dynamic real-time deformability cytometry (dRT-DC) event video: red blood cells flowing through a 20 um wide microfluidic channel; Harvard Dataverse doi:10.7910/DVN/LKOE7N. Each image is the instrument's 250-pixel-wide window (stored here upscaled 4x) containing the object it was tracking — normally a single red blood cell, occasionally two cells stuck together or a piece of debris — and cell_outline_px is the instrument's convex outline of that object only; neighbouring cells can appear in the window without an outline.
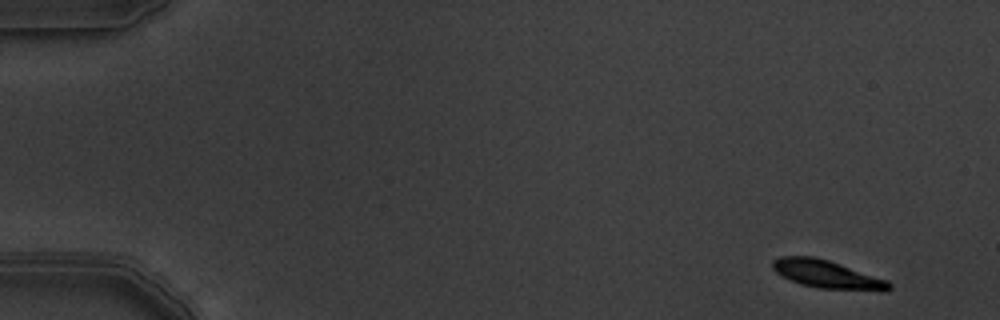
{"species": "common noctule bat (a hibernating species)", "species_latin": "Nyctalus noctula", "temperature_condition": "warm", "stored_images_in_passage": 5, "camera_frame_rate_fps": 3000, "um_per_image_px": 0.085, "animal": {"sex": "male", "body_mass_g": 19.5, "forearm_length_mm": 54.6}, "frame": {"image": 1, "passage_image": 1, "time_ms": 0.0, "image_size_px": [1000, 320], "cell_outline_px": [[892, 288], [888, 292], [880, 292], [816, 288], [800, 284], [776, 272], [772, 268], [772, 260], [780, 256], [812, 256], [828, 260], [888, 280], [892, 284]], "centroid_in_image_um": [70.37, 23.34], "position_along_channel_um": 14.6, "area_um2": 19.31}}
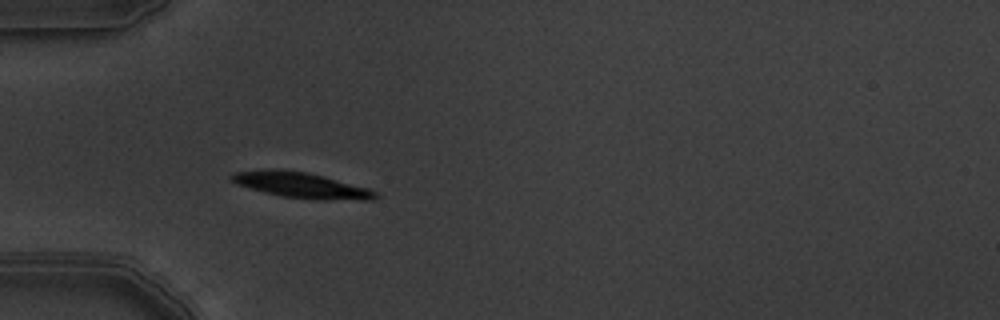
{"frame": {"image": 2, "passage_image": 5, "time_ms": 1.333, "image_size_px": [1000, 320], "cell_outline_px": [[380, 196], [372, 200], [364, 200], [280, 196], [264, 192], [236, 184], [228, 180], [228, 176], [236, 172], [276, 168], [308, 172], [324, 176], [368, 188], [376, 192]], "centroid_in_image_um": [25.55, 15.7], "position_along_channel_um": 59.5, "area_um2": 21.1}}